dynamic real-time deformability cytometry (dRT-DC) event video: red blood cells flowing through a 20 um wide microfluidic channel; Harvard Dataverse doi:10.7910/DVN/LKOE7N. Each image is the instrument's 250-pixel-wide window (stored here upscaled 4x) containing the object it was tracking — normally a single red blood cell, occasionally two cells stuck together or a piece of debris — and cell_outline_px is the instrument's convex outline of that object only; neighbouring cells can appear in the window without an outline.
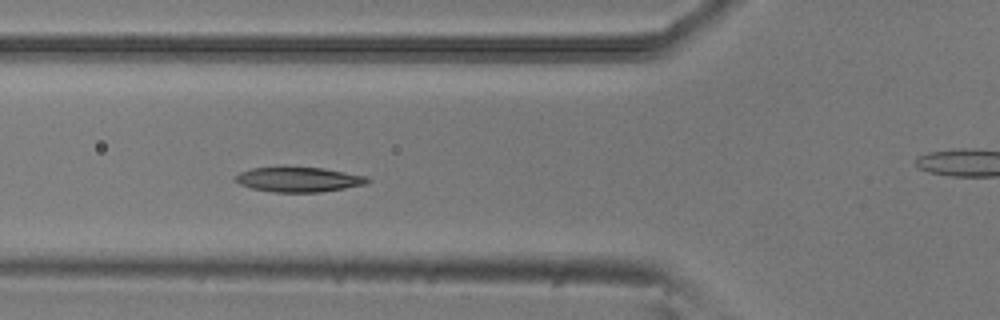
{"species": "common noctule bat (a hibernating species)", "species_latin": "Nyctalus noctula", "temperature_condition": "room temperature", "stored_images_in_passage": 7, "segment_of_instrument_passage": [1, 2], "camera_frame_rate_fps": 3000, "um_per_image_px": 0.085, "animal": {"sex": "male", "body_mass_g": 20.5, "forearm_length_mm": 52.5}, "frame": {"image": 1, "passage_image": 5, "time_ms": 1.333, "image_size_px": [1000, 320], "cell_outline_px": [[372, 180], [368, 184], [320, 192], [272, 192], [252, 188], [240, 184], [232, 180], [232, 176], [240, 172], [252, 168], [324, 168], [368, 176]], "centroid_in_image_um": [25.4, 15.27], "position_along_channel_um": 100.4, "area_um2": 19.13}}
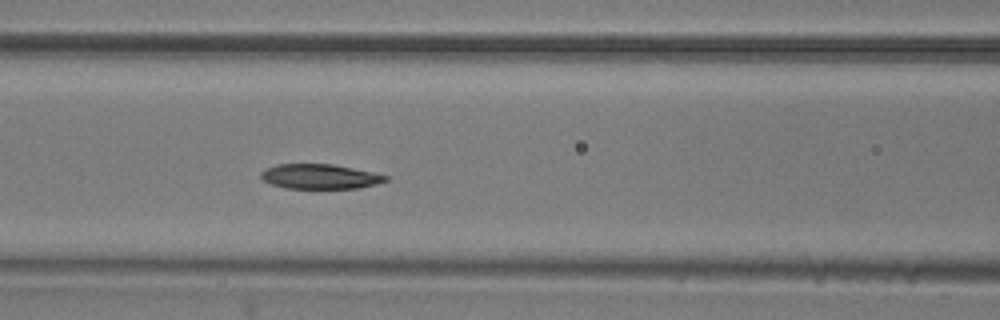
{"frame": {"image": 2, "passage_image": 6, "time_ms": 1.667, "image_size_px": [1000, 320], "cell_outline_px": [[388, 180], [376, 184], [360, 188], [284, 188], [272, 184], [264, 180], [260, 176], [260, 172], [276, 164], [332, 164], [372, 172], [388, 176]], "centroid_in_image_um": [27.19, 15.0], "position_along_channel_um": 139.4, "area_um2": 17.86}}